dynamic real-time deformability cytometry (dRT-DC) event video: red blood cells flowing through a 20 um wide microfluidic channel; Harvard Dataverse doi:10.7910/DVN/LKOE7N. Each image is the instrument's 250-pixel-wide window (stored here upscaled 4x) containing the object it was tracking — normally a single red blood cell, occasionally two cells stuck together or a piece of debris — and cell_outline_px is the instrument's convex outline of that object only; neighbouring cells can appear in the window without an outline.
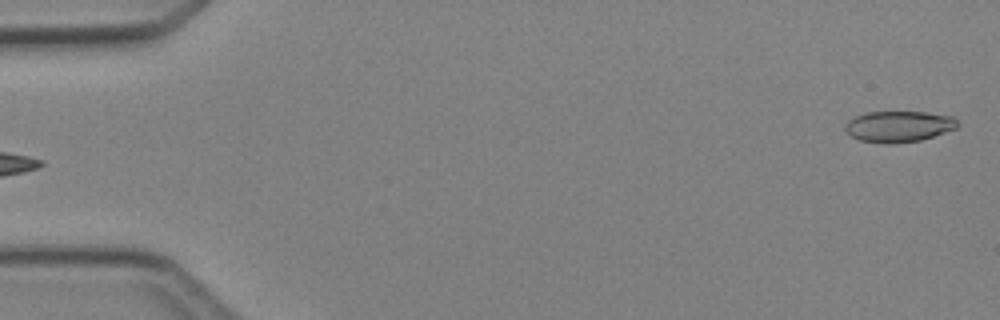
{"species": "Egyptian fruit bat (a non-hibernating species)", "species_latin": "Rousettus aegyptiacus", "temperature_condition": "cold", "stored_images_in_passage": 5, "segment_of_instrument_passage": [2, 2], "camera_frame_rate_fps": 3000, "um_per_image_px": 0.085, "animal": {"sex": "female"}, "frame": {"image": 1, "passage_image": 5, "time_ms": 4.667, "image_size_px": [1000, 320], "cell_outline_px": [[960, 124], [956, 128], [920, 140], [896, 144], [880, 144], [860, 140], [852, 136], [844, 128], [848, 120], [864, 112], [924, 112], [952, 116]], "centroid_in_image_um": [76.37, 10.75], "position_along_channel_um": 8.6, "area_um2": 20.35}}